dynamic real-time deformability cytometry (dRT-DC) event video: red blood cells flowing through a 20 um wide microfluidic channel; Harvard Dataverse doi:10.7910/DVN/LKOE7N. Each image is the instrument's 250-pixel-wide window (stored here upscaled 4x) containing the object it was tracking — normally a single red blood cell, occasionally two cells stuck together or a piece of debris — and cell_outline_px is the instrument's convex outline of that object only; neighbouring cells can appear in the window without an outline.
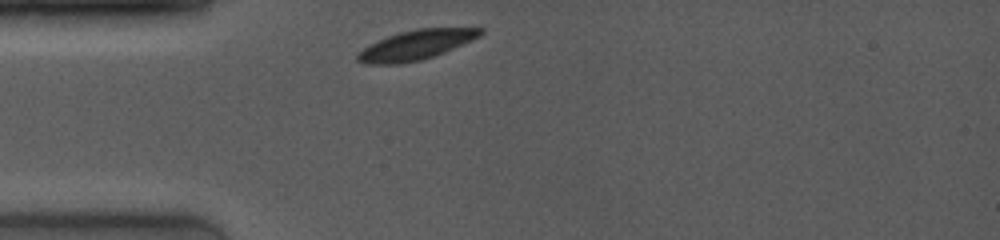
{"species": "common noctule bat (a hibernating species)", "species_latin": "Nyctalus noctula", "temperature_condition": "room temperature", "stored_images_in_passage": 16, "camera_frame_rate_fps": 4000, "um_per_image_px": 0.085, "animal": {"sex": "female", "body_mass_g": 19.0, "forearm_length_mm": 53.3}, "frame": {"image": 1, "passage_image": 1, "time_ms": 0.0, "image_size_px": [1000, 240], "cell_outline_px": [[484, 32], [480, 36], [472, 40], [444, 52], [420, 60], [400, 64], [364, 64], [356, 60], [356, 56], [364, 48], [388, 36], [400, 32], [416, 28], [484, 28]], "centroid_in_image_um": [35.37, 3.82], "position_along_channel_um": 49.6, "area_um2": 20.92}}
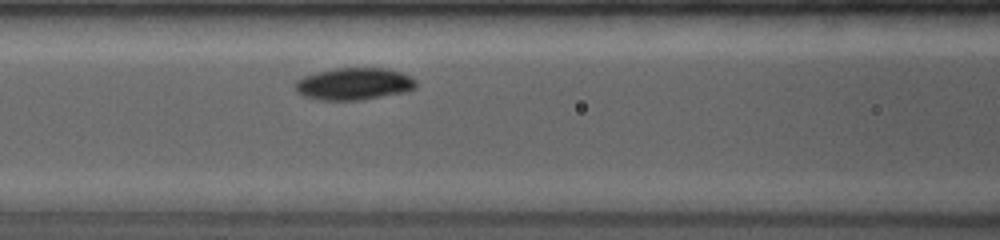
{"frame": {"image": 2, "passage_image": 10, "time_ms": 2.5, "image_size_px": [1000, 240], "cell_outline_px": [[416, 88], [404, 92], [360, 100], [320, 100], [304, 96], [296, 92], [296, 80], [304, 76], [316, 72], [336, 68], [384, 68], [400, 72], [412, 76], [416, 80]], "centroid_in_image_um": [30.09, 7.13], "position_along_channel_um": 136.5, "area_um2": 22.6}}